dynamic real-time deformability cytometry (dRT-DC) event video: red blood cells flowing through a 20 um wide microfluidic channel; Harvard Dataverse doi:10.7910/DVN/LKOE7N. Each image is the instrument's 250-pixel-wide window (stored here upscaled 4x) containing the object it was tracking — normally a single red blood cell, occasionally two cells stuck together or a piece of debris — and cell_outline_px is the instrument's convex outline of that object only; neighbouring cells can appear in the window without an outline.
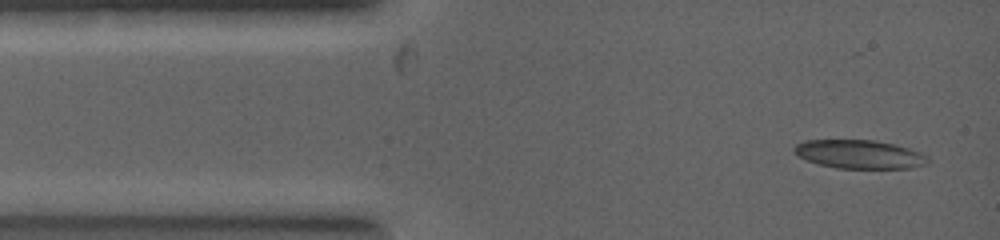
{"species": "common noctule bat (a hibernating species)", "species_latin": "Nyctalus noctula", "temperature_condition": "warm", "stored_images_in_passage": 7, "camera_frame_rate_fps": 5000, "um_per_image_px": 0.085, "animal": {"sex": "female", "body_mass_g": 19.0, "forearm_length_mm": 53.3}, "frame": {"image": 1, "passage_image": 1, "time_ms": 0.0, "image_size_px": [1000, 240], "cell_outline_px": [[932, 160], [928, 164], [912, 168], [836, 168], [820, 164], [796, 156], [792, 152], [792, 148], [796, 144], [804, 140], [876, 140], [908, 148], [920, 152], [928, 156]], "centroid_in_image_um": [73.06, 13.11], "position_along_channel_um": 11.9, "area_um2": 22.48}}
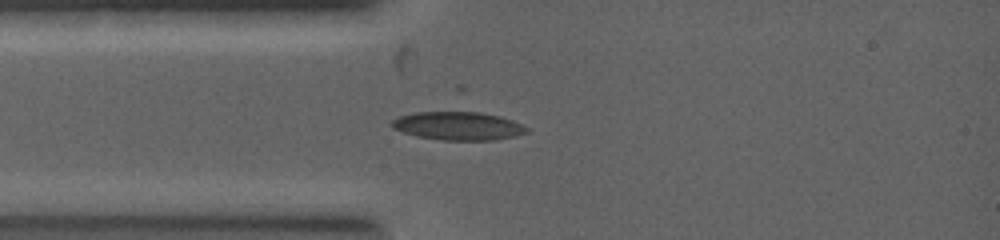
{"frame": {"image": 2, "passage_image": 5, "time_ms": 1.4, "image_size_px": [1000, 240], "cell_outline_px": [[532, 128], [528, 132], [516, 136], [492, 140], [440, 140], [416, 136], [392, 128], [388, 124], [392, 120], [400, 116], [416, 112], [480, 112], [500, 116], [512, 120]], "centroid_in_image_um": [38.96, 10.71], "position_along_channel_um": 46.0, "area_um2": 22.43}}